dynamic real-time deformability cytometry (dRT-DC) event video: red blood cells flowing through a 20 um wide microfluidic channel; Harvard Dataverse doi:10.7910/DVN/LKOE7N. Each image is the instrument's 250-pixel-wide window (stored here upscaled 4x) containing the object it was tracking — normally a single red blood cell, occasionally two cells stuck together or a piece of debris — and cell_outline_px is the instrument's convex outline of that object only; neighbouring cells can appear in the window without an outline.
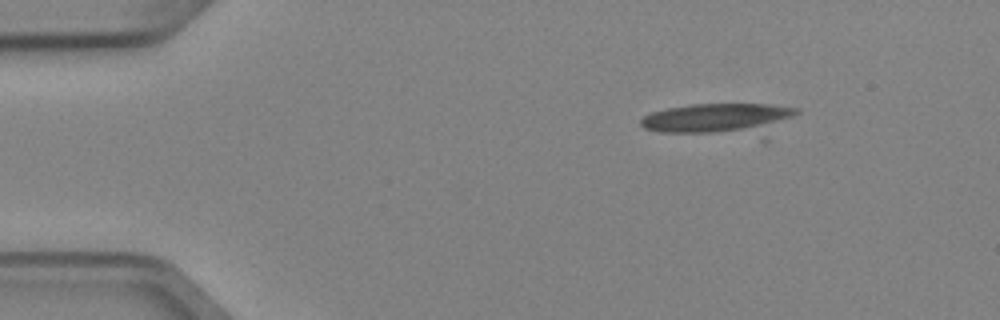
{"species": "Egyptian fruit bat (a non-hibernating species)", "species_latin": "Rousettus aegyptiacus", "temperature_condition": "cold", "stored_images_in_passage": 5, "camera_frame_rate_fps": 3000, "um_per_image_px": 0.085, "animal": {"sex": "female"}, "frame": {"image": 1, "passage_image": 5, "time_ms": 1.333, "image_size_px": [1000, 320], "cell_outline_px": [[800, 112], [792, 116], [760, 128], [712, 132], [660, 132], [644, 128], [640, 124], [640, 120], [644, 116], [652, 112], [668, 108], [692, 104], [768, 104], [800, 108]], "centroid_in_image_um": [60.85, 9.99], "position_along_channel_um": 24.1, "area_um2": 25.43}}